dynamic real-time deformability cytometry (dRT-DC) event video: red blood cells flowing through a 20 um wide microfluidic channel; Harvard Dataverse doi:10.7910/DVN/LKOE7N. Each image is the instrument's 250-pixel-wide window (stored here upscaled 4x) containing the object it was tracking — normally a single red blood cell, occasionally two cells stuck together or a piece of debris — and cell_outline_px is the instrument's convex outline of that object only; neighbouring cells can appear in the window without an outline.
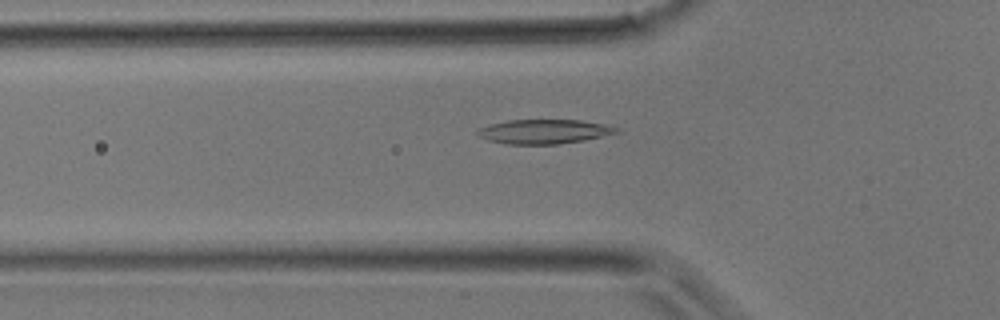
{"species": "common noctule bat (a hibernating species)", "species_latin": "Nyctalus noctula", "temperature_condition": "room temperature", "stored_images_in_passage": 37, "camera_frame_rate_fps": 3000, "um_per_image_px": 0.085, "animal": {"sex": "male", "body_mass_g": 17.9}, "frame": {"image": 1, "passage_image": 12, "time_ms": 3.667, "image_size_px": [1000, 320], "cell_outline_px": [[620, 132], [584, 140], [556, 144], [504, 144], [488, 140], [476, 136], [476, 128], [488, 124], [508, 120], [580, 120], [604, 124], [616, 128]], "centroid_in_image_um": [46.14, 11.18], "position_along_channel_um": 79.7, "area_um2": 19.77}}
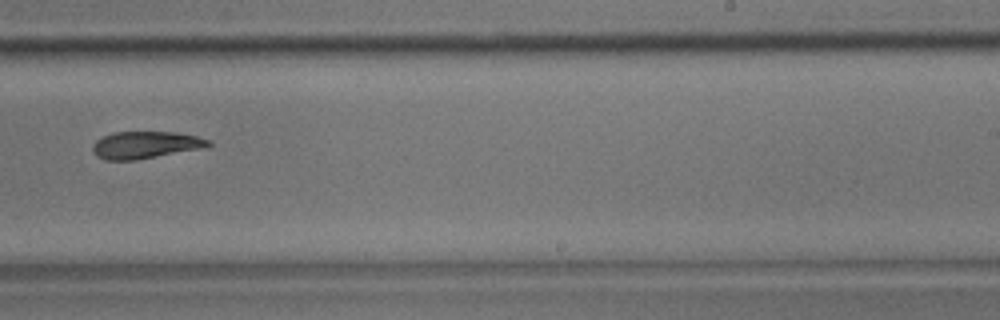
{"frame": {"image": 2, "passage_image": 23, "time_ms": 7.333, "image_size_px": [1000, 320], "cell_outline_px": [[212, 144], [208, 148], [136, 160], [104, 160], [96, 156], [92, 148], [92, 144], [96, 140], [112, 132], [176, 132], [196, 136], [208, 140]], "centroid_in_image_um": [12.38, 12.33], "position_along_channel_um": 276.6, "area_um2": 18.55}}
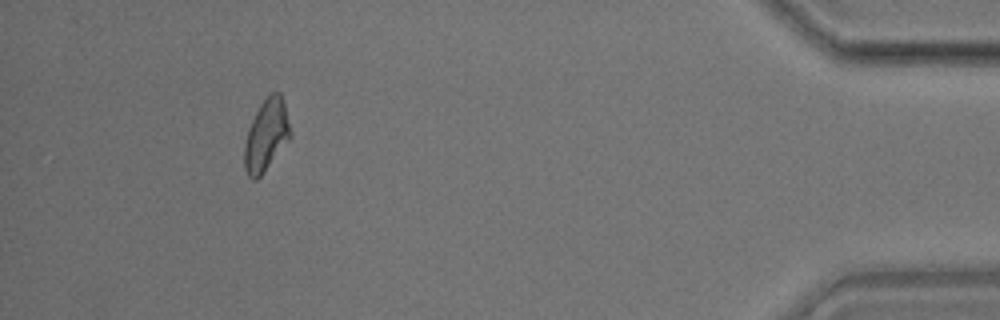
{"frame": {"image": 3, "passage_image": 34, "time_ms": 11.0, "image_size_px": [1000, 320], "cell_outline_px": [[292, 136], [260, 176], [256, 180], [252, 180], [248, 176], [244, 168], [244, 144], [248, 128], [260, 104], [272, 92], [280, 92], [284, 104], [292, 132]], "centroid_in_image_um": [22.63, 11.51], "position_along_channel_um": 412.6, "area_um2": 19.07}}